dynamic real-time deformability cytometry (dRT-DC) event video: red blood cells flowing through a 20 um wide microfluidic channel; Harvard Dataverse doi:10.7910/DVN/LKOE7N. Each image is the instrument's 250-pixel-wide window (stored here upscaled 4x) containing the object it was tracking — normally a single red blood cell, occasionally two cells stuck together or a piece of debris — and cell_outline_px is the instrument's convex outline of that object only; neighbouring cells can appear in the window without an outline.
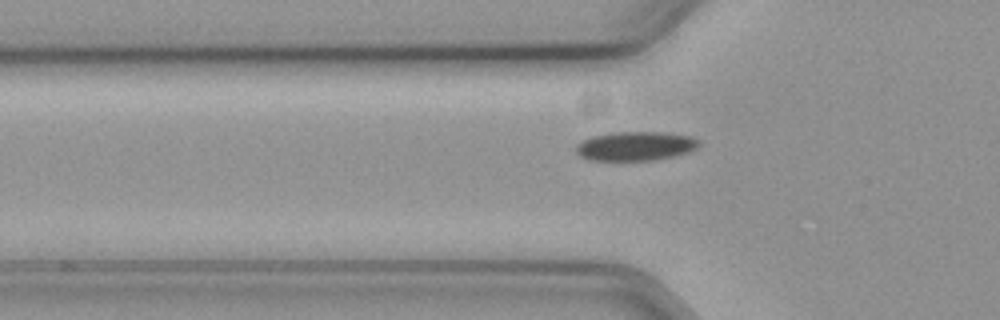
{"species": "common noctule bat (a hibernating species)", "species_latin": "Nyctalus noctula", "temperature_condition": "cold", "stored_images_in_passage": 39, "camera_frame_rate_fps": 3000, "um_per_image_px": 0.085, "animal": {"sex": "female", "body_mass_g": 19.3, "forearm_length_mm": 54.1}, "frame": {"image": 1, "passage_image": 4, "time_ms": 1.0, "image_size_px": [1000, 320], "cell_outline_px": [[700, 144], [696, 148], [688, 152], [672, 156], [652, 160], [588, 160], [580, 156], [576, 152], [576, 144], [592, 136], [612, 132], [664, 132], [692, 136], [700, 140]], "centroid_in_image_um": [54.02, 12.41], "position_along_channel_um": 71.8, "area_um2": 20.87}}
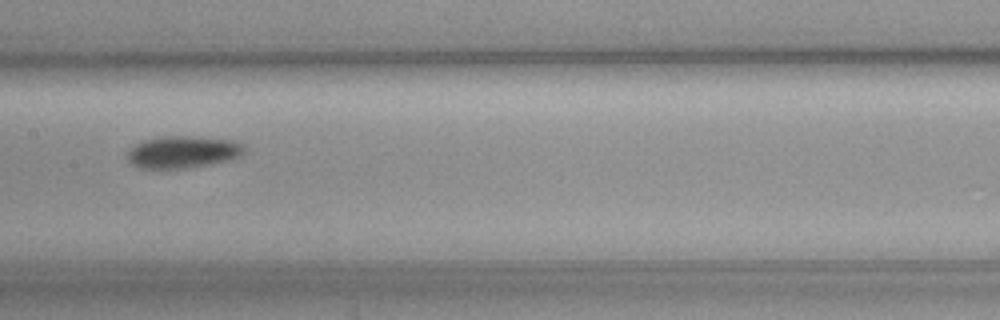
{"frame": {"image": 2, "passage_image": 14, "time_ms": 4.333, "image_size_px": [1000, 320], "cell_outline_px": [[244, 152], [240, 156], [228, 160], [212, 164], [188, 168], [140, 168], [132, 164], [128, 160], [124, 152], [136, 144], [144, 140], [160, 136], [196, 136], [236, 140], [244, 144]], "centroid_in_image_um": [15.54, 12.91], "position_along_channel_um": 191.9, "area_um2": 22.25}}
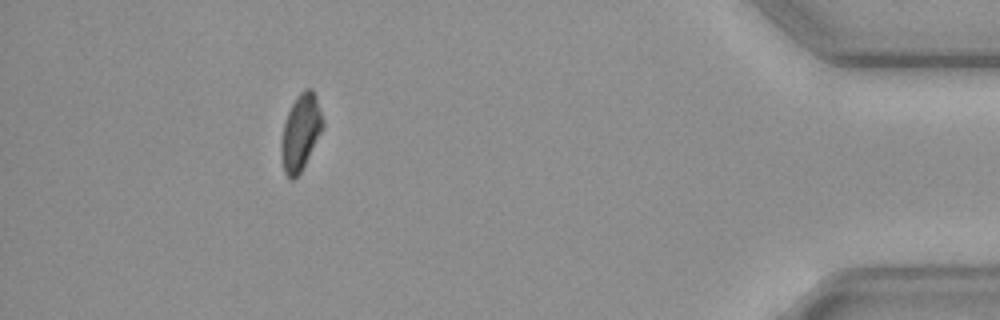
{"frame": {"image": 3, "passage_image": 37, "time_ms": 12.0, "image_size_px": [1000, 320], "cell_outline_px": [[324, 128], [300, 172], [292, 180], [284, 172], [280, 152], [280, 144], [284, 124], [288, 112], [296, 96], [304, 88], [312, 88], [316, 96], [324, 120]], "centroid_in_image_um": [25.56, 11.21], "position_along_channel_um": 409.6, "area_um2": 18.44}, "authors_computed_cell_mechanics": {"area_um2": 20.4612, "velocity_mm_per_s": 3.6068, "shape_relaxation_time_tau1_ms": 5.6976, "shape_relaxation_time_tau2_ms": 3.0145, "deformation_change_tau1": 0.0926, "deformation_change_tau2": 0.0758}}